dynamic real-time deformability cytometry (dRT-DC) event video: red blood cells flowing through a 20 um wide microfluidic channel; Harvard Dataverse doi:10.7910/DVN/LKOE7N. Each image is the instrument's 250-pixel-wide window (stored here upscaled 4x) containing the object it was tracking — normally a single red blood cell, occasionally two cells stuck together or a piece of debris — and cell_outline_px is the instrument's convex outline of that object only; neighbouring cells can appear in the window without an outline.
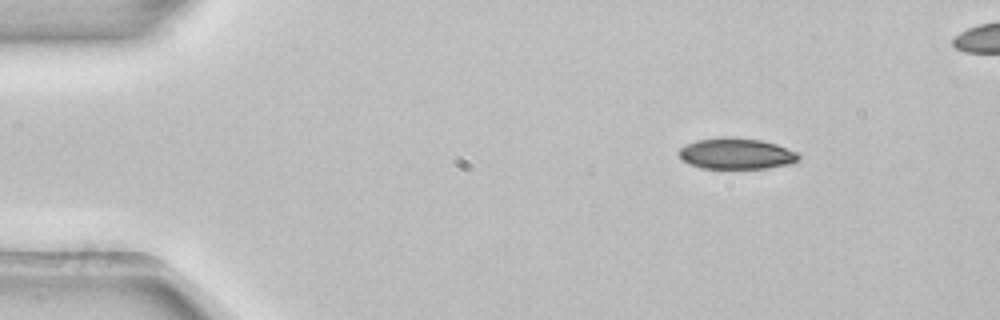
{"species": "common noctule bat (a hibernating species)", "species_latin": "Nyctalus noctula", "temperature_condition": "room temperature", "stored_images_in_passage": 3, "camera_frame_rate_fps": 3000, "um_per_image_px": 0.085, "animal": {"sex": "female", "body_mass_g": 22.7, "forearm_length_mm": 54.2}, "frame": {"image": 1, "passage_image": 1, "time_ms": 0.0, "image_size_px": [1000, 320], "cell_outline_px": [[800, 160], [792, 164], [768, 168], [700, 168], [688, 164], [676, 152], [680, 148], [696, 140], [720, 136], [724, 136], [760, 140], [776, 144], [796, 152], [800, 156]], "centroid_in_image_um": [62.58, 13.06], "position_along_channel_um": 22.4, "area_um2": 21.79}}